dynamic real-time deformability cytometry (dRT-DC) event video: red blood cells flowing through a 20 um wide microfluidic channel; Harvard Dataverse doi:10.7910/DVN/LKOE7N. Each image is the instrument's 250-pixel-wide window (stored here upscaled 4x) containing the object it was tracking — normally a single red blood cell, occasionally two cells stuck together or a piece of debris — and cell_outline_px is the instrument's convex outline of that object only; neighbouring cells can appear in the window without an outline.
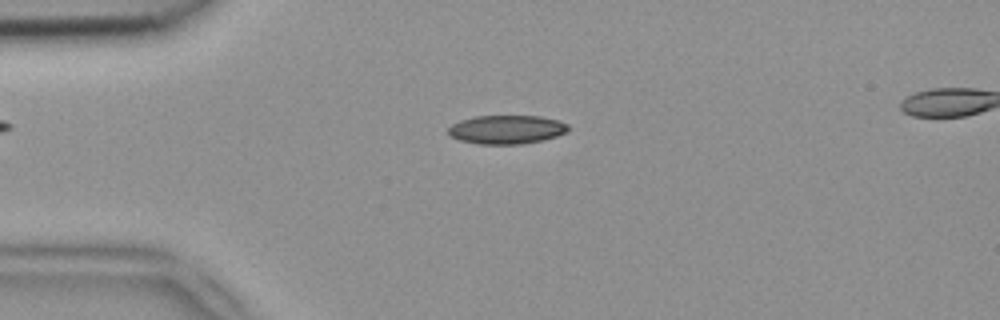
{"species": "common noctule bat (a hibernating species)", "species_latin": "Nyctalus noctula", "temperature_condition": "room temperature", "stored_images_in_passage": 46, "segment_of_instrument_passage": [1, 2], "camera_frame_rate_fps": 3000, "um_per_image_px": 0.085, "animal": {"sex": "female", "body_mass_g": 18.4}, "frame": {"image": 1, "passage_image": 6, "time_ms": 1.667, "image_size_px": [1000, 320], "cell_outline_px": [[572, 128], [556, 136], [544, 140], [524, 144], [476, 144], [460, 140], [452, 136], [448, 132], [448, 128], [452, 124], [460, 120], [476, 116], [540, 116], [556, 120], [568, 124]], "centroid_in_image_um": [43.07, 11.01], "position_along_channel_um": 41.9, "area_um2": 20.11}}
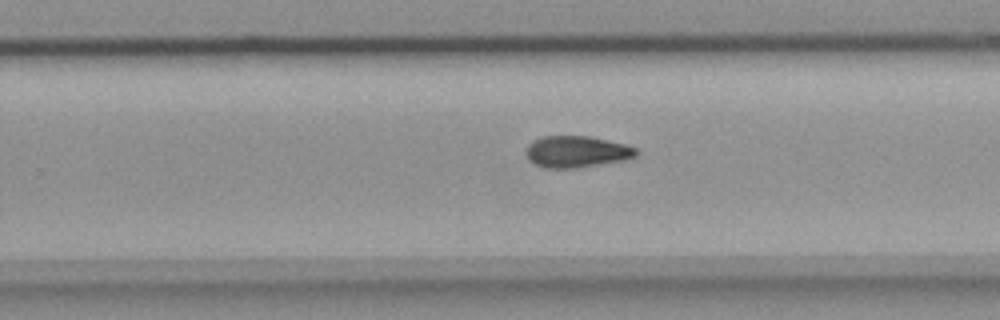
{"frame": {"image": 2, "passage_image": 26, "time_ms": 8.333, "image_size_px": [1000, 320], "cell_outline_px": [[640, 152], [636, 156], [624, 160], [576, 168], [544, 168], [528, 160], [524, 152], [528, 144], [544, 136], [588, 136], [624, 144], [636, 148]], "centroid_in_image_um": [49.0, 12.9], "position_along_channel_um": 280.8, "area_um2": 20.23}}
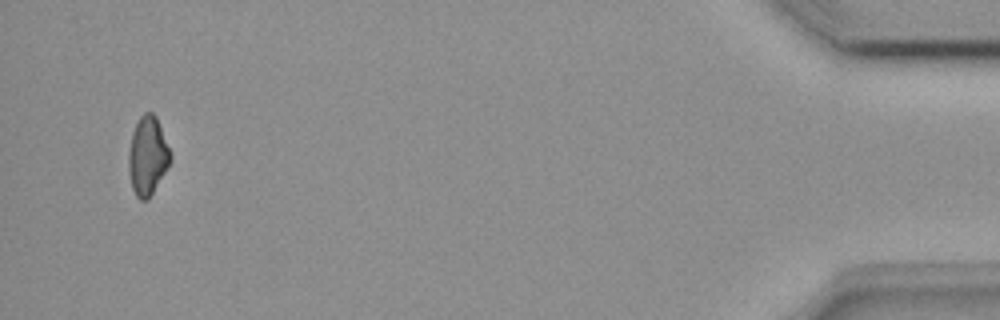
{"frame": {"image": 3, "passage_image": 43, "time_ms": 14.0, "image_size_px": [1000, 320], "cell_outline_px": [[172, 160], [148, 200], [140, 200], [136, 196], [132, 188], [128, 172], [128, 152], [132, 132], [140, 116], [144, 112], [152, 112], [156, 116], [172, 156]], "centroid_in_image_um": [12.53, 13.26], "position_along_channel_um": 422.7, "area_um2": 19.19}}